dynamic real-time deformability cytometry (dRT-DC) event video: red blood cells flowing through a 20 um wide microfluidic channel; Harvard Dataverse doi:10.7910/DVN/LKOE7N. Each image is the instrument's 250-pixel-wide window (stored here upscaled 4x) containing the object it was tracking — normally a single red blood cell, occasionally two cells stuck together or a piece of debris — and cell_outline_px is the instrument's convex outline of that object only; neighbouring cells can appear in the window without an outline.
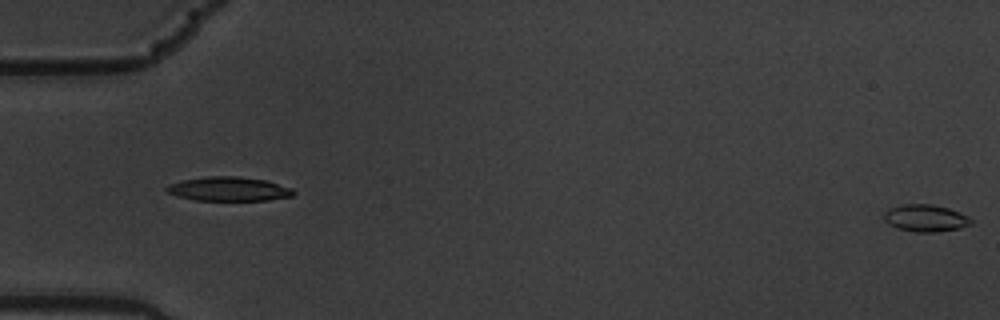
{"species": "common noctule bat (a hibernating species)", "species_latin": "Nyctalus noctula", "temperature_condition": "warm", "stored_images_in_passage": 20, "segment_of_instrument_passage": [2, 2], "camera_frame_rate_fps": 3000, "um_per_image_px": 0.085, "animal": {"sex": "male", "body_mass_g": 19.5, "forearm_length_mm": 54.6}, "frame": {"image": 1, "passage_image": 20, "time_ms": 6.333, "image_size_px": [1000, 320], "cell_outline_px": [[972, 224], [960, 228], [936, 232], [916, 232], [896, 228], [888, 224], [884, 220], [884, 212], [888, 208], [900, 204], [932, 204], [948, 208], [960, 212], [968, 216], [972, 220]], "centroid_in_image_um": [78.65, 18.53], "position_along_channel_um": 6.4, "area_um2": 13.93}}